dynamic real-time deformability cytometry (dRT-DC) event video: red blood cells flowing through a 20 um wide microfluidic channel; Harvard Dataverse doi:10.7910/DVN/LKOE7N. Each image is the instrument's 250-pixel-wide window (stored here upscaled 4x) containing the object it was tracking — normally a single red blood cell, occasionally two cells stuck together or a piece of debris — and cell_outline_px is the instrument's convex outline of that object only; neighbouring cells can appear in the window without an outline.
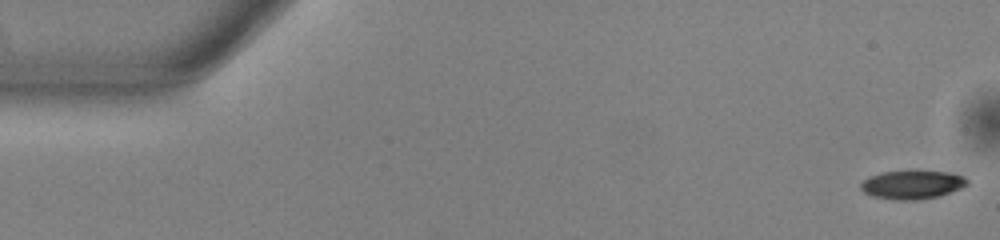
{"species": "common noctule bat (a hibernating species)", "species_latin": "Nyctalus noctula", "temperature_condition": "warm", "stored_images_in_passage": 52, "camera_frame_rate_fps": 3000, "um_per_image_px": 0.085, "animal": {"sex": "male", "body_mass_g": 13.0, "forearm_length_mm": 53.1}, "frame": {"image": 1, "passage_image": 1, "time_ms": 0.0, "image_size_px": [1000, 240], "cell_outline_px": [[968, 184], [960, 188], [940, 196], [916, 200], [896, 200], [872, 196], [864, 192], [860, 188], [860, 184], [868, 176], [884, 172], [916, 168], [952, 172], [964, 176], [968, 180]], "centroid_in_image_um": [77.56, 15.65], "position_along_channel_um": 7.4, "area_um2": 18.5}}
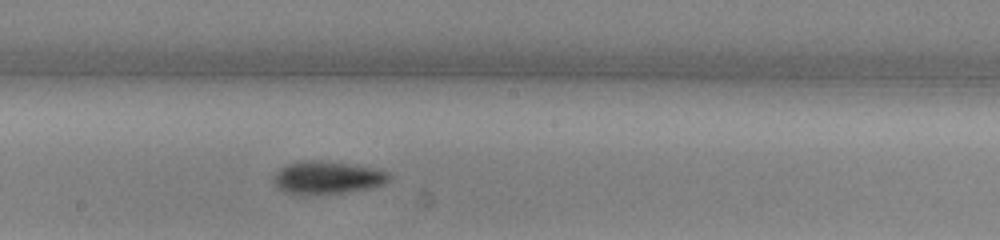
{"frame": {"image": 2, "passage_image": 28, "time_ms": 9.0, "image_size_px": [1000, 240], "cell_outline_px": [[388, 180], [384, 184], [368, 188], [340, 192], [284, 192], [276, 188], [272, 184], [272, 176], [284, 164], [304, 160], [320, 160], [356, 164], [388, 172]], "centroid_in_image_um": [27.75, 15.04], "position_along_channel_um": 220.5, "area_um2": 21.62}}
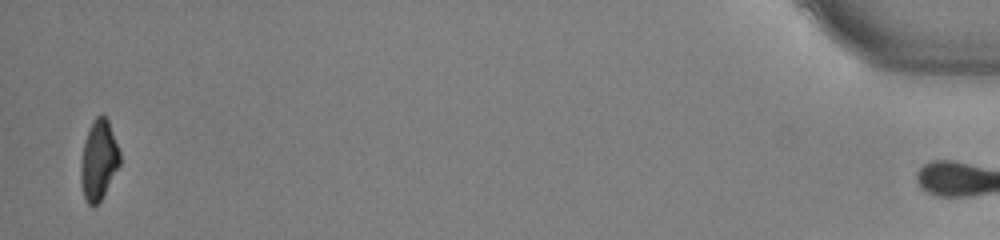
{"frame": {"image": 3, "passage_image": 51, "time_ms": 16.667, "image_size_px": [1000, 240], "cell_outline_px": [[120, 164], [100, 200], [96, 204], [88, 204], [84, 200], [80, 184], [80, 164], [84, 144], [88, 132], [96, 116], [100, 112], [108, 120], [120, 152]], "centroid_in_image_um": [8.37, 13.62], "position_along_channel_um": 426.8, "area_um2": 17.92}, "authors_computed_cell_mechanics": {"area_um2": 19.4786, "velocity_mm_per_s": 3.949, "shape_relaxation_time_tau1_ms": 2.4171, "shape_relaxation_time_tau2_ms": null, "deformation_change_tau1": 0.1406, "deformation_change_tau2": null}}